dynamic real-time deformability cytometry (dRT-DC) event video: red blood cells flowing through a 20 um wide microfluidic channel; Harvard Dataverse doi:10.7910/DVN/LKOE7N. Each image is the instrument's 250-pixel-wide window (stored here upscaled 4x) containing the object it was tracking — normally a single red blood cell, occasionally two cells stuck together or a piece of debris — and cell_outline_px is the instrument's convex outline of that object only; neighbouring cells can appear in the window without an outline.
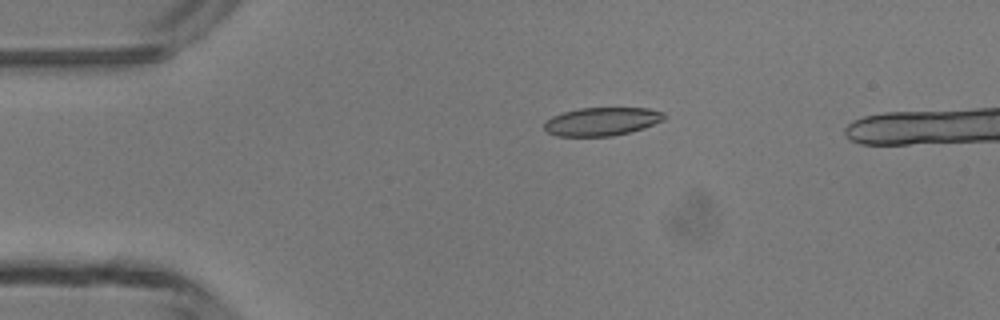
{"species": "common noctule bat (a hibernating species)", "species_latin": "Nyctalus noctula", "temperature_condition": "room temperature", "stored_images_in_passage": 5, "camera_frame_rate_fps": 3000, "um_per_image_px": 0.085, "animal": {"sex": "male", "body_mass_g": 13.3}, "frame": {"image": 1, "passage_image": 3, "time_ms": 2.333, "image_size_px": [1000, 320], "cell_outline_px": [[664, 120], [644, 128], [612, 136], [556, 136], [548, 132], [544, 128], [544, 124], [552, 116], [564, 112], [580, 108], [648, 108], [664, 112]], "centroid_in_image_um": [51.16, 10.32], "position_along_channel_um": 33.8, "area_um2": 19.65}}